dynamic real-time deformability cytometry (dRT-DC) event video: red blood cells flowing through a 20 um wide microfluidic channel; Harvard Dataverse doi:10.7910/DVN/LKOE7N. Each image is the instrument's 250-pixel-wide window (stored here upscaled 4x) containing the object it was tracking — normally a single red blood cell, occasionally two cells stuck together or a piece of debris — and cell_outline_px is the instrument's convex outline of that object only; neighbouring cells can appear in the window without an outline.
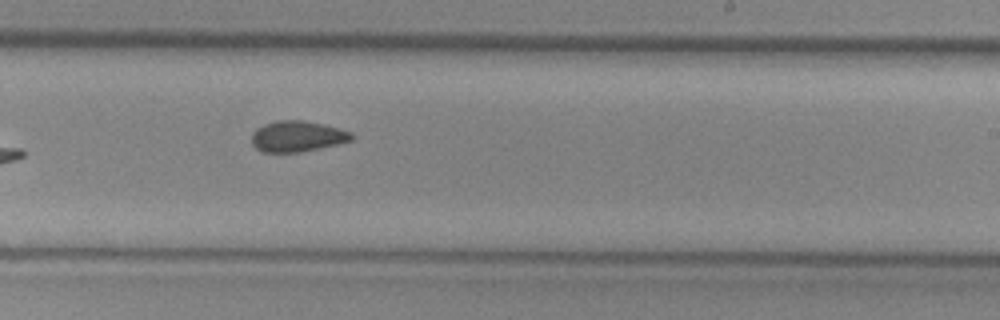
{"species": "common noctule bat (a hibernating species)", "species_latin": "Nyctalus noctula", "temperature_condition": "cold", "stored_images_in_passage": 9, "camera_frame_rate_fps": 3000, "um_per_image_px": 0.085, "animal": {"sex": "female", "body_mass_g": 29.2, "forearm_length_mm": 56.3}, "frame": {"image": 1, "passage_image": 9, "time_ms": 2.667, "image_size_px": [1000, 320], "cell_outline_px": [[356, 136], [352, 140], [336, 144], [300, 152], [260, 152], [252, 144], [252, 132], [256, 128], [264, 124], [276, 120], [304, 120], [324, 124], [352, 132]], "centroid_in_image_um": [25.26, 11.58], "position_along_channel_um": 263.7, "area_um2": 18.09}}